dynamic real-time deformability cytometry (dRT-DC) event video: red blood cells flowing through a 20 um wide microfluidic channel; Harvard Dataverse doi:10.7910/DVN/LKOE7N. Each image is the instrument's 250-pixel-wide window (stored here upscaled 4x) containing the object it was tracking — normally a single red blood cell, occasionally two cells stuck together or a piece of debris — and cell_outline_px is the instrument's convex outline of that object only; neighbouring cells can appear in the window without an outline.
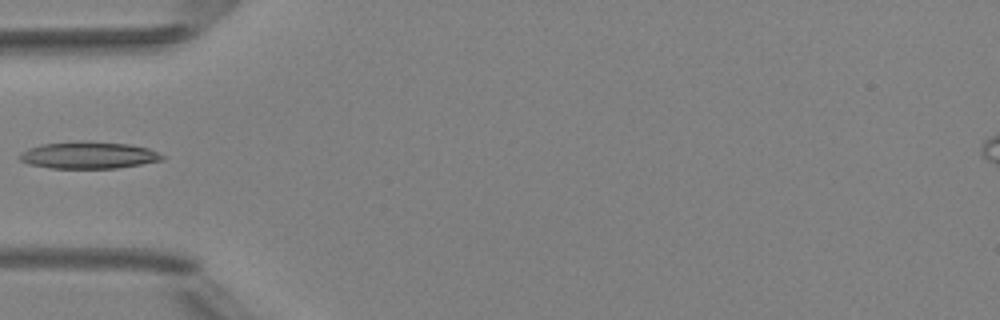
{"species": "Egyptian fruit bat (a non-hibernating species)", "species_latin": "Rousettus aegyptiacus", "temperature_condition": "room temperature", "stored_images_in_passage": 5, "camera_frame_rate_fps": 3000, "um_per_image_px": 0.085, "animal": {"sex": "female"}, "frame": {"image": 1, "passage_image": 3, "time_ms": 2.333, "image_size_px": [1000, 320], "cell_outline_px": [[164, 160], [116, 168], [48, 168], [28, 164], [20, 160], [16, 156], [20, 152], [28, 148], [40, 144], [128, 144], [148, 148], [164, 156]], "centroid_in_image_um": [7.48, 13.24], "position_along_channel_um": 77.5, "area_um2": 21.33}}
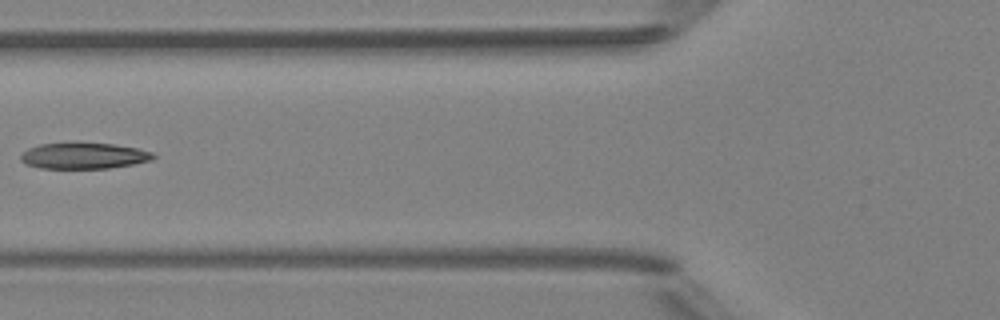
{"frame": {"image": 2, "passage_image": 4, "time_ms": 3.333, "image_size_px": [1000, 320], "cell_outline_px": [[156, 156], [152, 160], [132, 164], [108, 168], [40, 168], [24, 164], [20, 160], [20, 156], [28, 148], [40, 144], [116, 144], [136, 148], [152, 152]], "centroid_in_image_um": [7.11, 13.26], "position_along_channel_um": 118.7, "area_um2": 19.77}}
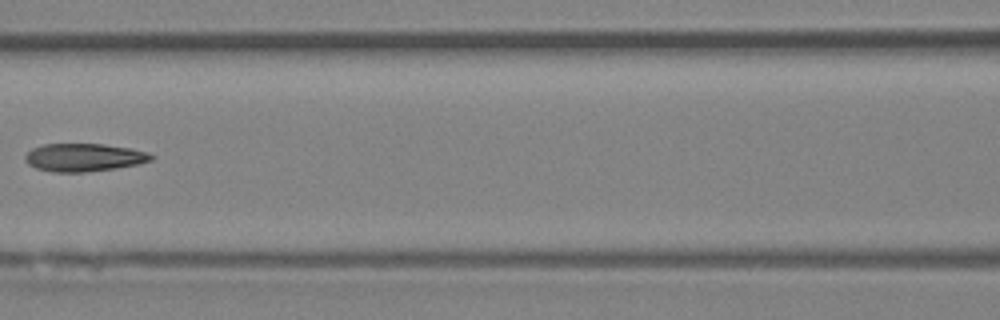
{"frame": {"image": 3, "passage_image": 5, "time_ms": 4.333, "image_size_px": [1000, 320], "cell_outline_px": [[156, 156], [152, 160], [140, 164], [116, 168], [84, 172], [52, 172], [36, 168], [28, 164], [24, 160], [24, 156], [32, 148], [44, 144], [104, 144], [132, 148], [148, 152]], "centroid_in_image_um": [7.16, 13.38], "position_along_channel_um": 159.4, "area_um2": 20.75}}